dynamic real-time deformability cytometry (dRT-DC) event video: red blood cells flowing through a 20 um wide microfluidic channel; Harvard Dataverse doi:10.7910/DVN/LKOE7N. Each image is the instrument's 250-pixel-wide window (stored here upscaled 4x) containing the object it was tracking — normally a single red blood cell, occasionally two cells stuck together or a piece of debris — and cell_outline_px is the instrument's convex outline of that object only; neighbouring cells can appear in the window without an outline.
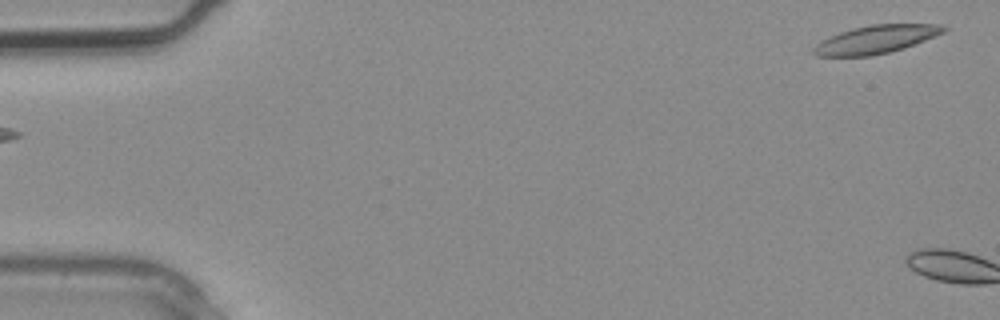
{"species": "common noctule bat (a hibernating species)", "species_latin": "Nyctalus noctula", "temperature_condition": "warm", "stored_images_in_passage": 4, "camera_frame_rate_fps": 3000, "um_per_image_px": 0.085, "animal": {"sex": "male", "body_mass_g": 20.4}, "frame": {"image": 1, "passage_image": 1, "time_ms": 0.0, "image_size_px": [1000, 320], "cell_outline_px": [[948, 28], [944, 32], [904, 48], [872, 56], [816, 56], [812, 52], [812, 48], [816, 44], [840, 32], [852, 28], [872, 24], [940, 24]], "centroid_in_image_um": [74.45, 3.35], "position_along_channel_um": 10.6, "area_um2": 21.1}}
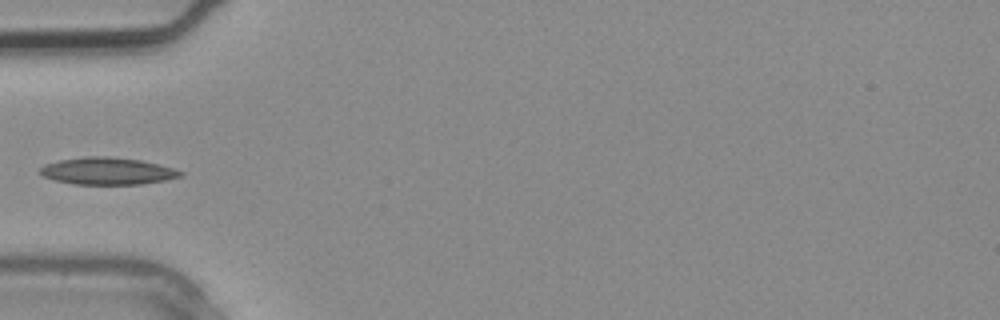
{"frame": {"image": 2, "passage_image": 4, "time_ms": 1.0, "image_size_px": [1000, 320], "cell_outline_px": [[184, 172], [180, 176], [164, 180], [140, 184], [72, 184], [52, 180], [36, 172], [44, 164], [60, 160], [84, 156], [112, 156], [140, 160], [172, 168]], "centroid_in_image_um": [9.04, 14.53], "position_along_channel_um": 76.0, "area_um2": 22.2}}